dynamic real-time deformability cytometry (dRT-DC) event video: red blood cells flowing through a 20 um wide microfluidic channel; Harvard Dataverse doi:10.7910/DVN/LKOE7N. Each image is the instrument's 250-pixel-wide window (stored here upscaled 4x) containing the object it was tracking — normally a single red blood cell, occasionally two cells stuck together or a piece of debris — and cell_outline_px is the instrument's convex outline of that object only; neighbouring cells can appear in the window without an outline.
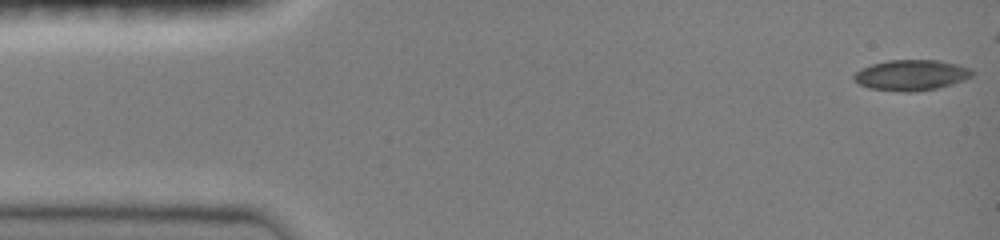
{"species": "common noctule bat (a hibernating species)", "species_latin": "Nyctalus noctula", "temperature_condition": "room temperature", "stored_images_in_passage": 41, "camera_frame_rate_fps": 3000, "um_per_image_px": 0.085, "animal": {"sex": "female", "body_mass_g": 19.0, "forearm_length_mm": 51.5}, "frame": {"image": 1, "passage_image": 1, "time_ms": 0.0, "image_size_px": [1000, 240], "cell_outline_px": [[976, 72], [972, 76], [964, 80], [952, 84], [936, 88], [916, 92], [904, 92], [868, 88], [860, 84], [852, 76], [860, 68], [872, 64], [888, 60], [940, 60], [972, 68]], "centroid_in_image_um": [77.49, 6.38], "position_along_channel_um": 7.5, "area_um2": 21.27}}
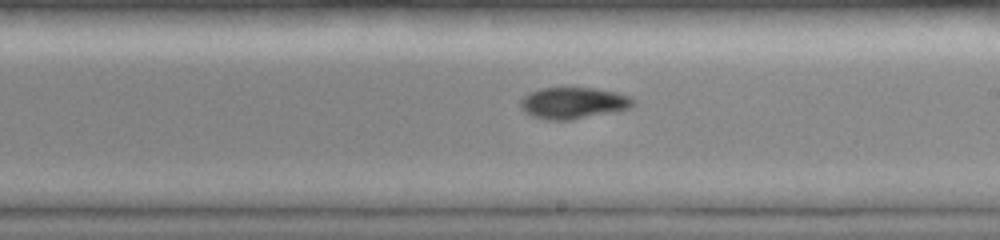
{"frame": {"image": 2, "passage_image": 27, "time_ms": 8.667, "image_size_px": [1000, 240], "cell_outline_px": [[636, 104], [628, 108], [616, 112], [572, 120], [548, 120], [532, 116], [524, 112], [520, 108], [520, 100], [528, 92], [540, 88], [592, 88], [616, 92], [632, 96], [636, 100]], "centroid_in_image_um": [48.75, 8.76], "position_along_channel_um": 240.3, "area_um2": 21.04}}
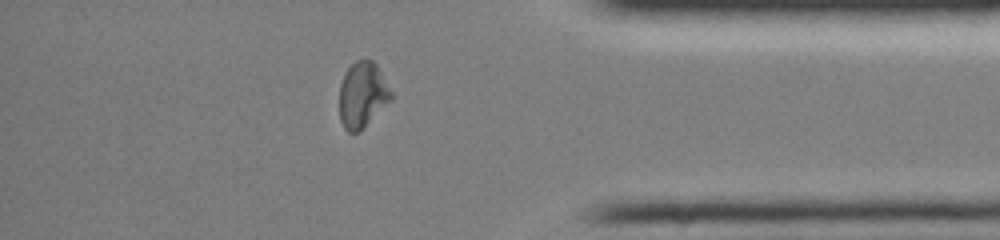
{"frame": {"image": 3, "passage_image": 40, "time_ms": 13.0, "image_size_px": [1000, 240], "cell_outline_px": [[392, 100], [360, 132], [348, 132], [344, 128], [340, 120], [340, 84], [344, 72], [356, 60], [372, 60], [376, 64], [392, 92]], "centroid_in_image_um": [30.81, 8.08], "position_along_channel_um": 404.4, "area_um2": 19.88}}